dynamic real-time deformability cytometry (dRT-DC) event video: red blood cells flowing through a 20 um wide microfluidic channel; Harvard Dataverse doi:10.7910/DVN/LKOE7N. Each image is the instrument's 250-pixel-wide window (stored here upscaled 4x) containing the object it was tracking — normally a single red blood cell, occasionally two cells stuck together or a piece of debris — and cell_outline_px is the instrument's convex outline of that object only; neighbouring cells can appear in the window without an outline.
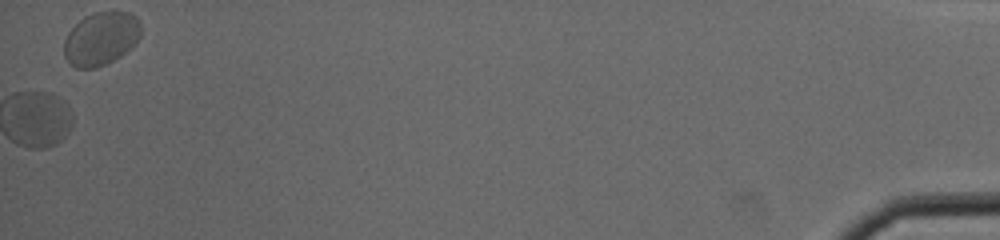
{"species": "common noctule bat (a hibernating species)", "species_latin": "Nyctalus noctula", "temperature_condition": "cold", "stored_images_in_passage": 34, "camera_frame_rate_fps": 3000, "um_per_image_px": 0.085, "animal": {"sex": "male", "body_mass_g": 19.0, "forearm_length_mm": 50.8}, "frame": {"image": 1, "passage_image": 34, "time_ms": 11.0, "image_size_px": [1000, 240], "cell_outline_px": [[140, 36], [132, 48], [120, 56], [96, 68], [76, 68], [64, 56], [64, 40], [68, 32], [84, 16], [92, 12], [128, 12], [136, 16], [140, 20]], "centroid_in_image_um": [8.59, 3.27], "position_along_channel_um": 426.6, "area_um2": 23.81}}